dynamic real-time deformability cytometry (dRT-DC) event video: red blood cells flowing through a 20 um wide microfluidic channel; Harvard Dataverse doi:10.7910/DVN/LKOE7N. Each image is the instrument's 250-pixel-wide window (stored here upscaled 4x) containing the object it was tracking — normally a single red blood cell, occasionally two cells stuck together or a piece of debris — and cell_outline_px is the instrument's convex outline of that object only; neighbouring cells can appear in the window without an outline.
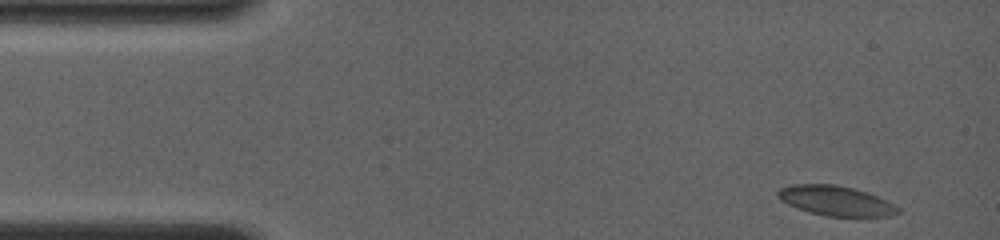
{"species": "common noctule bat (a hibernating species)", "species_latin": "Nyctalus noctula", "temperature_condition": "room temperature", "stored_images_in_passage": 4, "camera_frame_rate_fps": 4000, "um_per_image_px": 0.085, "animal": {"sex": "female", "body_mass_g": 19.0, "forearm_length_mm": 56.7}, "frame": {"image": 1, "passage_image": 1, "time_ms": 0.0, "image_size_px": [1000, 240], "cell_outline_px": [[900, 212], [888, 216], [824, 216], [808, 212], [788, 204], [780, 200], [776, 196], [776, 192], [780, 188], [792, 184], [836, 184], [868, 192], [888, 200], [900, 208]], "centroid_in_image_um": [71.04, 17.06], "position_along_channel_um": 14.0, "area_um2": 21.04}}
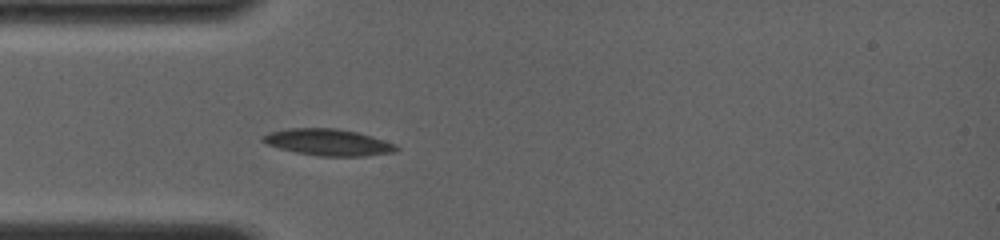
{"frame": {"image": 2, "passage_image": 4, "time_ms": 3.5, "image_size_px": [1000, 240], "cell_outline_px": [[400, 148], [396, 152], [364, 156], [320, 156], [296, 152], [280, 148], [268, 144], [260, 140], [260, 136], [268, 132], [288, 128], [336, 128], [356, 132], [372, 136], [396, 144]], "centroid_in_image_um": [27.9, 12.09], "position_along_channel_um": 57.1, "area_um2": 20.75}}